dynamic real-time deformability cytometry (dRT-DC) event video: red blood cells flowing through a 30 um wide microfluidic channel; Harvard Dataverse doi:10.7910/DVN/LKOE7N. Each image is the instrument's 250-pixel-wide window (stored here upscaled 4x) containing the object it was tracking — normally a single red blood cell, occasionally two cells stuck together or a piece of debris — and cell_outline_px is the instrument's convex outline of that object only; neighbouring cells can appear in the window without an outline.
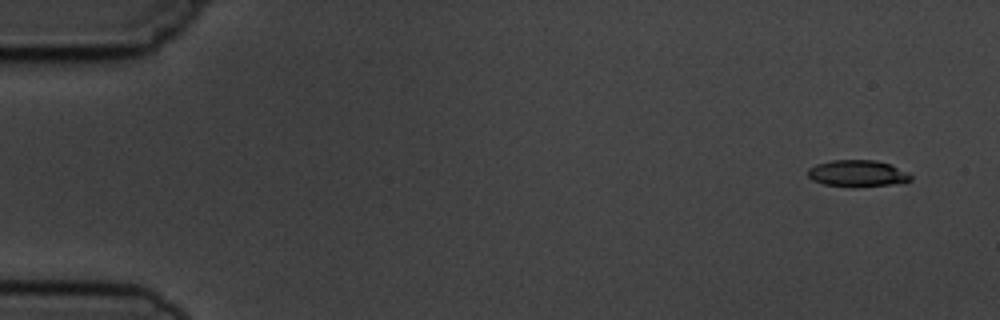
{"species": "common noctule bat (a hibernating species)", "species_latin": "Nyctalus noctula", "temperature_condition": "cold", "stored_images_in_passage": 5, "camera_frame_rate_fps": 3000, "um_per_image_px": 0.085, "animal": {"sex": "male", "body_mass_g": 19.5, "forearm_length_mm": 54.6}, "frame": {"image": 1, "passage_image": 1, "time_ms": 0.0, "image_size_px": [1000, 320], "cell_outline_px": [[912, 180], [892, 184], [852, 188], [824, 184], [812, 180], [808, 176], [808, 168], [816, 164], [832, 160], [876, 160], [888, 164], [908, 172], [912, 176]], "centroid_in_image_um": [72.86, 14.75], "position_along_channel_um": 12.1, "area_um2": 16.07}}
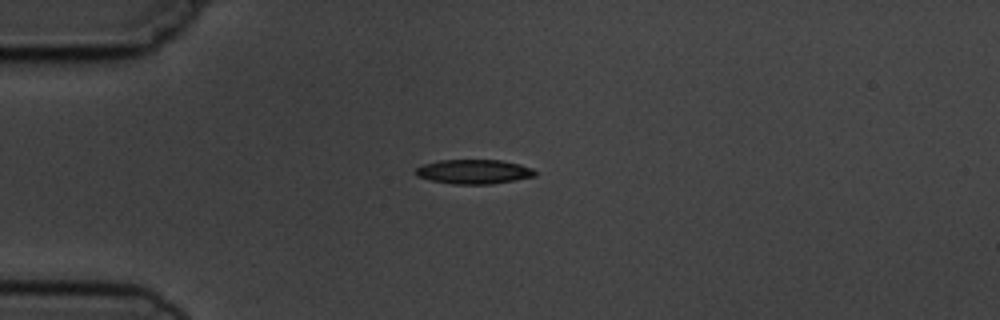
{"frame": {"image": 2, "passage_image": 4, "time_ms": 3.667, "image_size_px": [1000, 320], "cell_outline_px": [[536, 176], [492, 184], [452, 184], [432, 180], [416, 176], [412, 172], [416, 168], [424, 164], [440, 160], [500, 160], [520, 164], [532, 168], [536, 172]], "centroid_in_image_um": [40.26, 14.59], "position_along_channel_um": 44.7, "area_um2": 16.99}}